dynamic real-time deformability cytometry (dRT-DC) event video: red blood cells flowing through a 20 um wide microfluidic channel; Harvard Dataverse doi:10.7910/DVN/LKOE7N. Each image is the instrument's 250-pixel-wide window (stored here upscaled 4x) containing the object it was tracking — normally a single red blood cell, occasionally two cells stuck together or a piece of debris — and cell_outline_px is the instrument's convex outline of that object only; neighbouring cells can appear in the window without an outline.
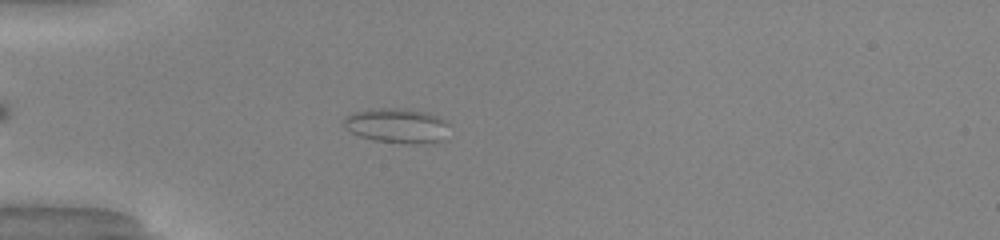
{"species": "common noctule bat (a hibernating species)", "species_latin": "Nyctalus noctula", "temperature_condition": "warm", "stored_images_in_passage": 43, "camera_frame_rate_fps": 3000, "um_per_image_px": 0.085, "animal": {"sex": "male", "body_mass_g": 20.0, "forearm_length_mm": 53.3}, "frame": {"image": 1, "passage_image": 8, "time_ms": 2.333, "image_size_px": [1000, 240], "cell_outline_px": [[448, 124], [440, 140], [436, 144], [408, 144], [372, 140], [360, 136], [344, 128], [344, 116], [356, 112], [372, 108], [404, 108], [428, 112], [444, 120]], "centroid_in_image_um": [33.71, 10.68], "position_along_channel_um": 51.3, "area_um2": 21.44}}
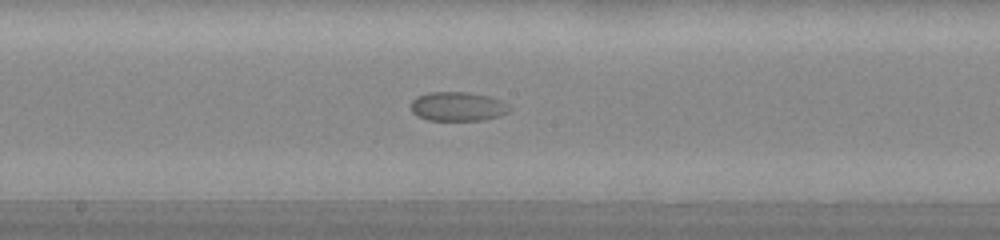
{"frame": {"image": 2, "passage_image": 22, "time_ms": 7.0, "image_size_px": [1000, 240], "cell_outline_px": [[512, 108], [508, 112], [500, 116], [484, 120], [428, 120], [416, 116], [412, 112], [412, 100], [416, 96], [428, 92], [468, 92], [488, 96], [500, 100], [508, 104]], "centroid_in_image_um": [38.91, 9.05], "position_along_channel_um": 209.3, "area_um2": 16.88}}
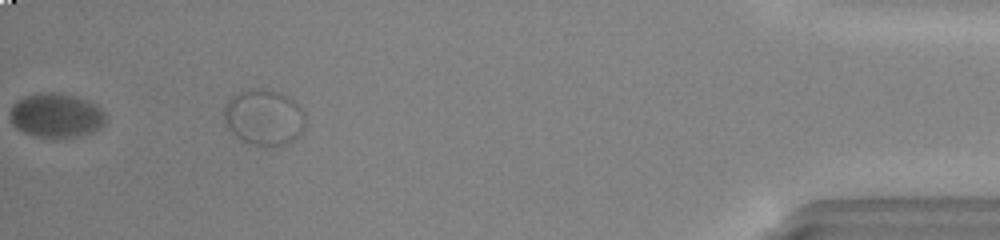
{"frame": {"image": 3, "passage_image": 43, "time_ms": 14.0, "image_size_px": [1000, 240], "cell_outline_px": [[304, 132], [300, 136], [288, 144], [268, 148], [252, 144], [240, 140], [228, 132], [224, 120], [224, 104], [232, 96], [248, 88], [264, 88], [280, 92], [288, 96], [304, 112]], "centroid_in_image_um": [22.41, 10.0], "position_along_channel_um": 412.8, "area_um2": 27.28}}